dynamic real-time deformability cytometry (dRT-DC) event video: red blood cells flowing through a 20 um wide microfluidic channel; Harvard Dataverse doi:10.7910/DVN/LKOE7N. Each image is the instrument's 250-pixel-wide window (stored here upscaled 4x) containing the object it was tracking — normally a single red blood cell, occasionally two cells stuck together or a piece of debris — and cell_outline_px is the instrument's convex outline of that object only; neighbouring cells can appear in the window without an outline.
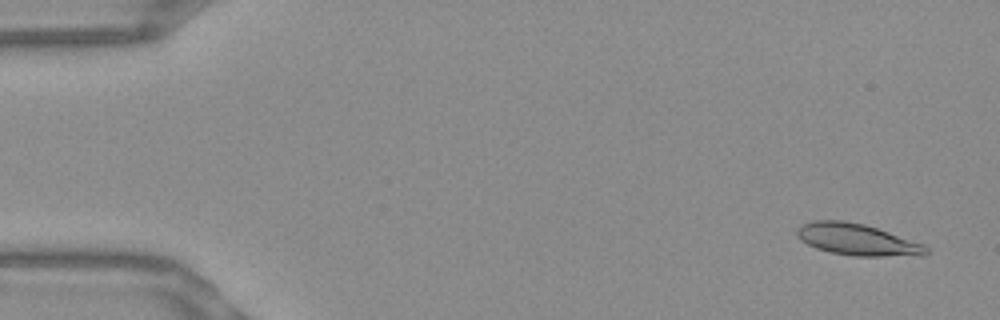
{"species": "Egyptian fruit bat (a non-hibernating species)", "species_latin": "Rousettus aegyptiacus", "temperature_condition": "warm", "stored_images_in_passage": 52, "camera_frame_rate_fps": 3000, "um_per_image_px": 0.085, "frame": {"image": 1, "passage_image": 2, "time_ms": 0.333, "image_size_px": [1000, 320], "cell_outline_px": [[928, 252], [924, 256], [852, 256], [828, 252], [816, 248], [800, 240], [796, 236], [796, 228], [800, 224], [812, 220], [844, 220], [864, 224], [924, 244], [928, 248]], "centroid_in_image_um": [72.82, 20.36], "position_along_channel_um": 12.2, "area_um2": 24.04}}
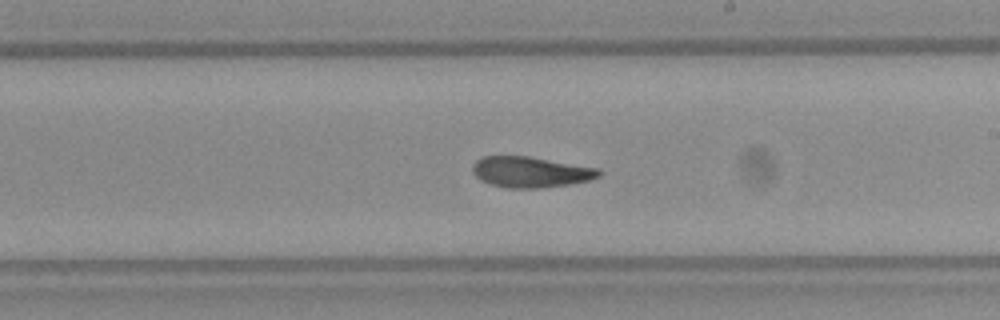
{"frame": {"image": 2, "passage_image": 30, "time_ms": 9.667, "image_size_px": [1000, 320], "cell_outline_px": [[604, 172], [600, 176], [588, 180], [568, 184], [544, 188], [504, 188], [488, 184], [480, 180], [472, 172], [472, 164], [476, 160], [484, 156], [528, 156], [600, 168]], "centroid_in_image_um": [45.09, 14.62], "position_along_channel_um": 243.9, "area_um2": 22.95}}
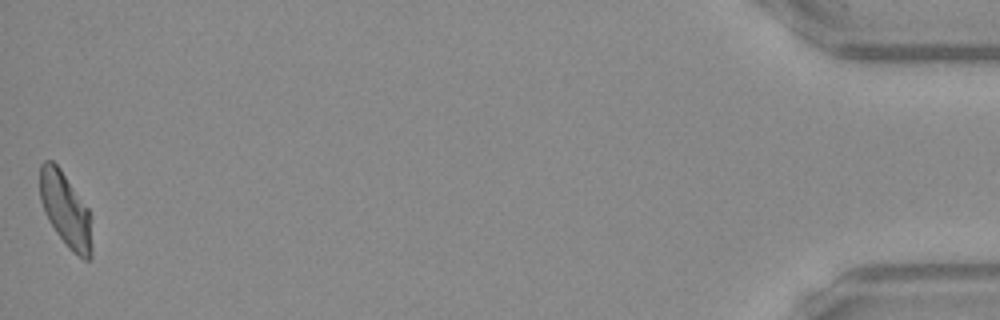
{"frame": {"image": 3, "passage_image": 52, "time_ms": 17.0, "image_size_px": [1000, 320], "cell_outline_px": [[92, 256], [88, 260], [84, 260], [72, 252], [68, 248], [56, 232], [48, 220], [44, 212], [40, 200], [40, 164], [44, 160], [52, 160], [60, 168], [88, 208], [92, 248]], "centroid_in_image_um": [5.55, 17.84], "position_along_channel_um": 429.6, "area_um2": 22.43}, "authors_computed_cell_mechanics": {"area_um2": 23.3223, "velocity_mm_per_s": 3.8324, "shape_relaxation_time_tau1_ms": 5.0415, "shape_relaxation_time_tau2_ms": 3.2846, "deformation_change_tau1": 0.192, "deformation_change_tau2": 0.1131}}